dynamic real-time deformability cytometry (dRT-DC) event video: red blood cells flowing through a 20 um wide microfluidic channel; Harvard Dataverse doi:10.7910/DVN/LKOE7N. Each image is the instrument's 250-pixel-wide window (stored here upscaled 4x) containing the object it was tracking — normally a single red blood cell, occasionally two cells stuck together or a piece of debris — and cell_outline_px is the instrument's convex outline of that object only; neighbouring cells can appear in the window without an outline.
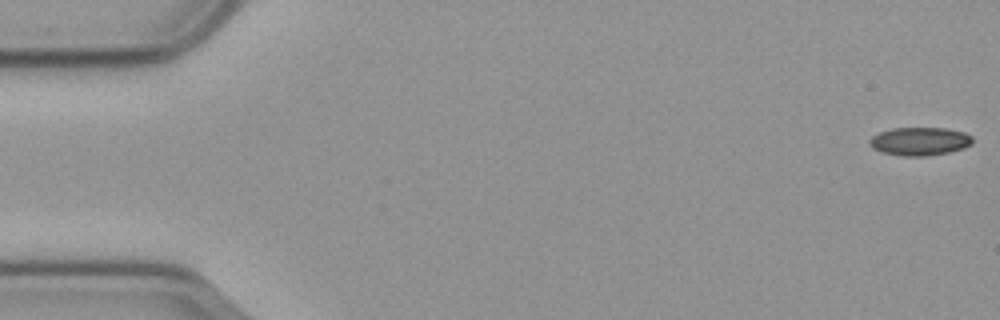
{"species": "common noctule bat (a hibernating species)", "species_latin": "Nyctalus noctula", "temperature_condition": "cold", "stored_images_in_passage": 57, "camera_frame_rate_fps": 3000, "um_per_image_px": 0.085, "animal": {"sex": "male", "body_mass_g": 23.1, "forearm_length_mm": 52.7}, "frame": {"image": 1, "passage_image": 1, "time_ms": 0.0, "image_size_px": [1000, 320], "cell_outline_px": [[972, 144], [964, 148], [948, 152], [924, 156], [904, 156], [880, 152], [872, 148], [868, 144], [868, 140], [872, 136], [880, 132], [892, 128], [944, 128], [964, 132], [972, 136]], "centroid_in_image_um": [78.15, 12.01], "position_along_channel_um": 6.9, "area_um2": 16.99}}
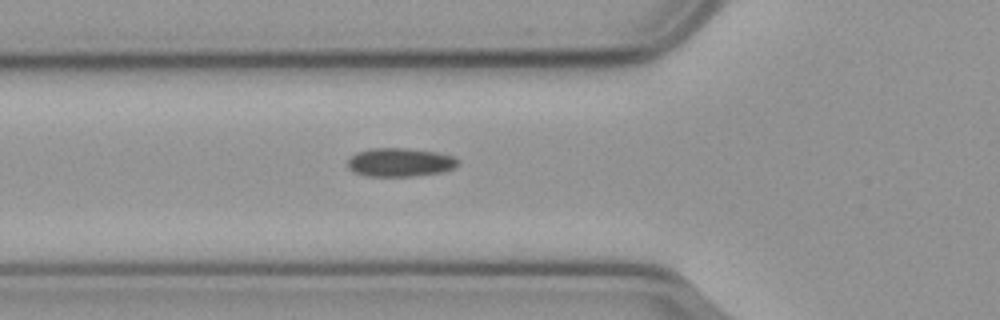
{"frame": {"image": 2, "passage_image": 20, "time_ms": 6.333, "image_size_px": [1000, 320], "cell_outline_px": [[460, 164], [452, 168], [440, 172], [412, 176], [368, 176], [356, 172], [348, 168], [348, 160], [356, 152], [372, 148], [404, 148], [436, 152], [452, 156], [460, 160]], "centroid_in_image_um": [34.01, 13.79], "position_along_channel_um": 91.8, "area_um2": 18.21}}
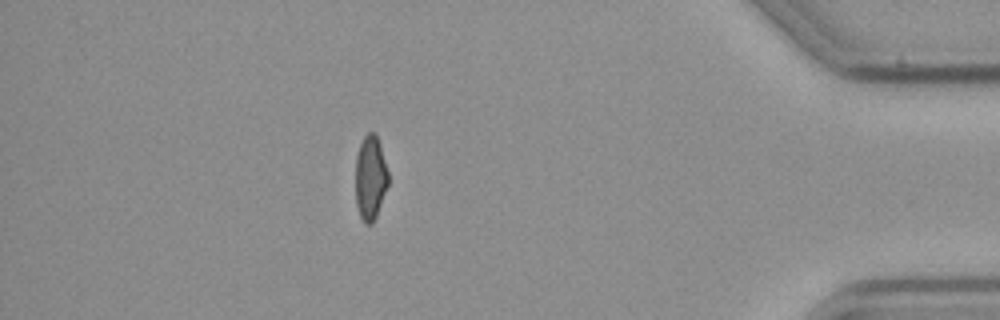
{"frame": {"image": 3, "passage_image": 50, "time_ms": 16.333, "image_size_px": [1000, 320], "cell_outline_px": [[388, 184], [376, 216], [372, 224], [364, 224], [360, 216], [356, 204], [356, 156], [360, 144], [364, 136], [368, 132], [376, 132], [380, 144], [388, 172]], "centroid_in_image_um": [31.48, 15.1], "position_along_channel_um": 403.7, "area_um2": 16.07}, "authors_computed_cell_mechanics": {"area_um2": 17.3978, "velocity_mm_per_s": 3.6127, "shape_relaxation_time_tau1_ms": null, "shape_relaxation_time_tau2_ms": 5.9793, "deformation_change_tau1": null, "deformation_change_tau2": 0.0863}}